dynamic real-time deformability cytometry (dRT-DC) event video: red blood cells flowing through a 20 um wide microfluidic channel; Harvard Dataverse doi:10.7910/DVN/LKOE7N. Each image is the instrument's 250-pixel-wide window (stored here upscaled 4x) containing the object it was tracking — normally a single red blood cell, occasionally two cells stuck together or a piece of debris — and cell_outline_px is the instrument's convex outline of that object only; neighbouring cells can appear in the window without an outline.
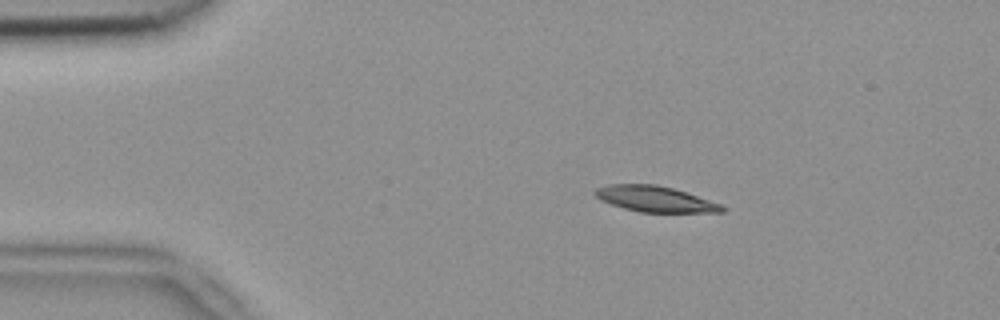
{"species": "common noctule bat (a hibernating species)", "species_latin": "Nyctalus noctula", "temperature_condition": "room temperature", "stored_images_in_passage": 6, "camera_frame_rate_fps": 3000, "um_per_image_px": 0.085, "animal": {"sex": "female", "body_mass_g": 18.4}, "frame": {"image": 1, "passage_image": 1, "time_ms": 0.0, "image_size_px": [1000, 320], "cell_outline_px": [[728, 208], [724, 212], [640, 212], [624, 208], [600, 200], [592, 192], [596, 188], [608, 184], [656, 184], [672, 188], [720, 204]], "centroid_in_image_um": [55.65, 16.91], "position_along_channel_um": 29.4, "area_um2": 18.9}}
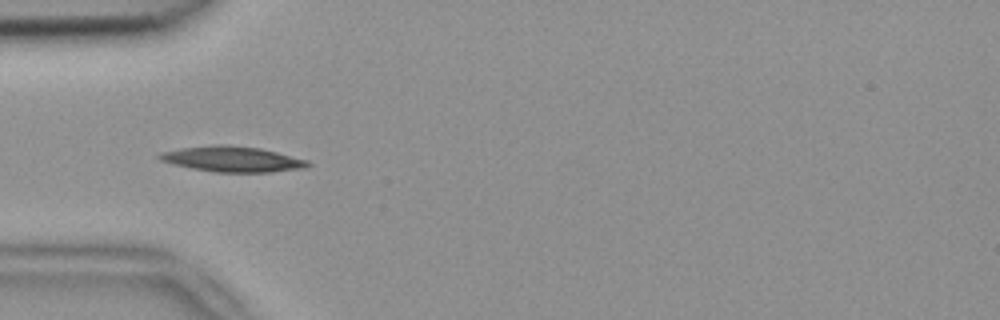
{"frame": {"image": 2, "passage_image": 3, "time_ms": 0.667, "image_size_px": [1000, 320], "cell_outline_px": [[312, 164], [308, 168], [272, 172], [216, 172], [192, 168], [160, 160], [156, 156], [160, 152], [180, 148], [216, 144], [224, 144], [260, 148], [308, 160]], "centroid_in_image_um": [19.78, 13.52], "position_along_channel_um": 65.2, "area_um2": 22.08}}
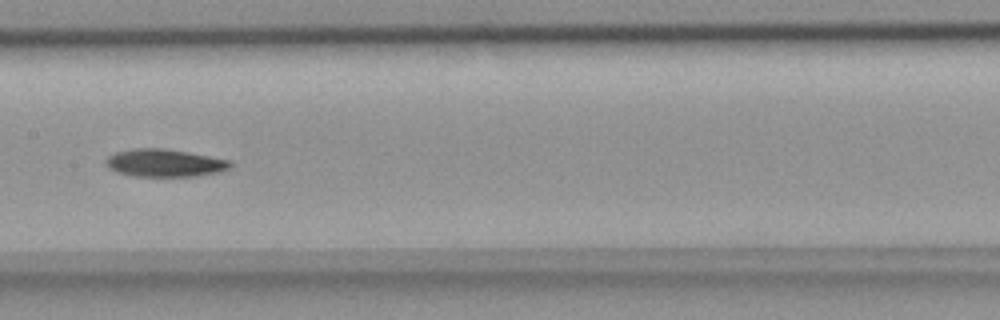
{"frame": {"image": 3, "passage_image": 6, "time_ms": 1.667, "image_size_px": [1000, 320], "cell_outline_px": [[232, 164], [228, 168], [220, 172], [196, 176], [136, 176], [116, 172], [108, 168], [104, 164], [104, 160], [108, 156], [116, 152], [132, 148], [164, 148], [188, 152], [232, 160]], "centroid_in_image_um": [13.97, 13.84], "position_along_channel_um": 193.4, "area_um2": 20.23}}